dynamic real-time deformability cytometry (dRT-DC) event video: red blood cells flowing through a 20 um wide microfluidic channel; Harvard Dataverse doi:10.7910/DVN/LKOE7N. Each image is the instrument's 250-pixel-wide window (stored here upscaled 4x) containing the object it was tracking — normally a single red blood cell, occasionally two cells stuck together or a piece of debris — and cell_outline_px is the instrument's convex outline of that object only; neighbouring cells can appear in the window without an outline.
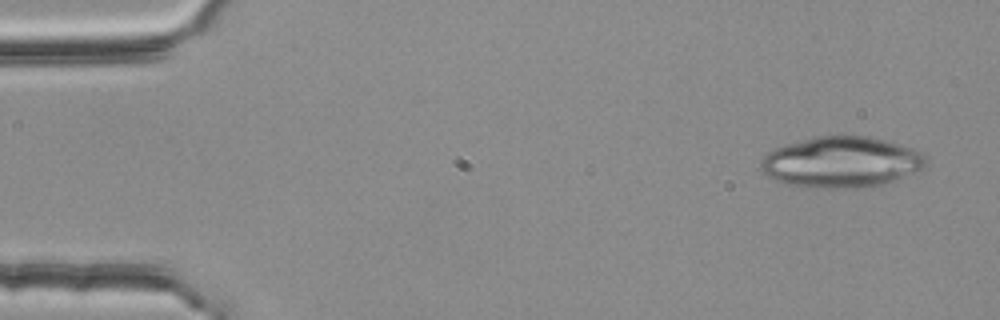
{"species": "common noctule bat (a hibernating species)", "species_latin": "Nyctalus noctula", "temperature_condition": "room temperature", "stored_images_in_passage": 19, "camera_frame_rate_fps": 3000, "um_per_image_px": 0.085, "animal": {"sex": "female", "body_mass_g": 25.1}, "frame": {"image": 1, "passage_image": 1, "time_ms": 0.0, "image_size_px": [1000, 320], "cell_outline_px": [[928, 164], [924, 168], [892, 184], [872, 188], [824, 188], [788, 184], [776, 180], [768, 176], [760, 168], [760, 164], [764, 156], [768, 152], [784, 144], [816, 136], [844, 132], [868, 136], [884, 140], [912, 148], [920, 152], [928, 160]], "centroid_in_image_um": [71.58, 13.77], "position_along_channel_um": 13.4, "area_um2": 50.29}}